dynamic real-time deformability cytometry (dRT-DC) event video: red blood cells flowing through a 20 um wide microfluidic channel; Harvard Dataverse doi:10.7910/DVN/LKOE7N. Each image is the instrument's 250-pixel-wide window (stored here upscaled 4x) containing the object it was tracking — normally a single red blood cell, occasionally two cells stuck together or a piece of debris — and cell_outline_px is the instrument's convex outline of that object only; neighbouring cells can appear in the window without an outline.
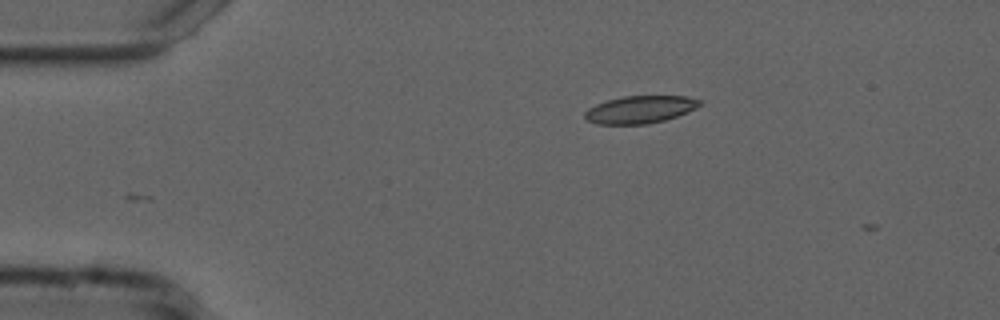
{"species": "common noctule bat (a hibernating species)", "species_latin": "Nyctalus noctula", "temperature_condition": "cold", "stored_images_in_passage": 3, "camera_frame_rate_fps": 3000, "um_per_image_px": 0.085, "animal": {"sex": "male", "forearm_length_mm": 52.5}, "frame": {"image": 1, "passage_image": 2, "time_ms": 0.333, "image_size_px": [1000, 320], "cell_outline_px": [[704, 104], [688, 112], [664, 120], [648, 124], [596, 124], [588, 120], [584, 116], [584, 112], [588, 108], [596, 104], [608, 100], [624, 96], [688, 96], [700, 100]], "centroid_in_image_um": [54.43, 9.3], "position_along_channel_um": 30.6, "area_um2": 18.44}}